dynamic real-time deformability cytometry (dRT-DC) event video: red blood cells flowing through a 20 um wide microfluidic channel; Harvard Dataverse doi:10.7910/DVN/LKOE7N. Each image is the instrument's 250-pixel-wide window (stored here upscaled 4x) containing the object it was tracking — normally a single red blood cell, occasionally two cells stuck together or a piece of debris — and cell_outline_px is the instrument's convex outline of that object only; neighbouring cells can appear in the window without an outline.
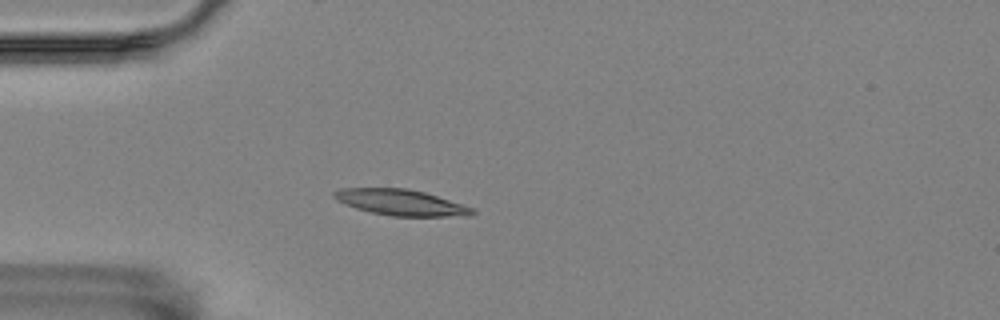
{"species": "Egyptian fruit bat (a non-hibernating species)", "species_latin": "Rousettus aegyptiacus", "temperature_condition": "room temperature", "stored_images_in_passage": 58, "camera_frame_rate_fps": 3000, "um_per_image_px": 0.085, "animal": {"sex": "female"}, "frame": {"image": 1, "passage_image": 16, "time_ms": 5.0, "image_size_px": [1000, 320], "cell_outline_px": [[476, 212], [472, 216], [392, 216], [372, 212], [356, 208], [344, 204], [336, 200], [332, 196], [332, 192], [340, 188], [408, 188], [424, 192], [472, 208]], "centroid_in_image_um": [34.02, 17.2], "position_along_channel_um": 51.0, "area_um2": 20.75}}
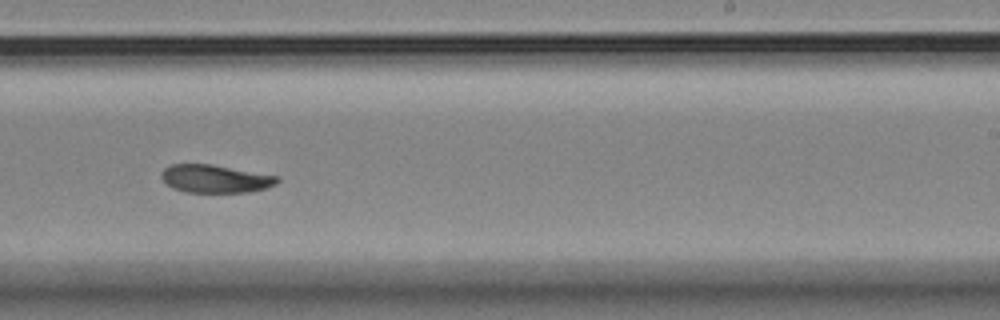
{"frame": {"image": 2, "passage_image": 36, "time_ms": 11.667, "image_size_px": [1000, 320], "cell_outline_px": [[280, 180], [276, 184], [264, 188], [248, 192], [184, 192], [172, 188], [160, 176], [160, 172], [164, 168], [172, 164], [212, 164], [276, 176]], "centroid_in_image_um": [18.25, 15.19], "position_along_channel_um": 270.8, "area_um2": 18.73}}
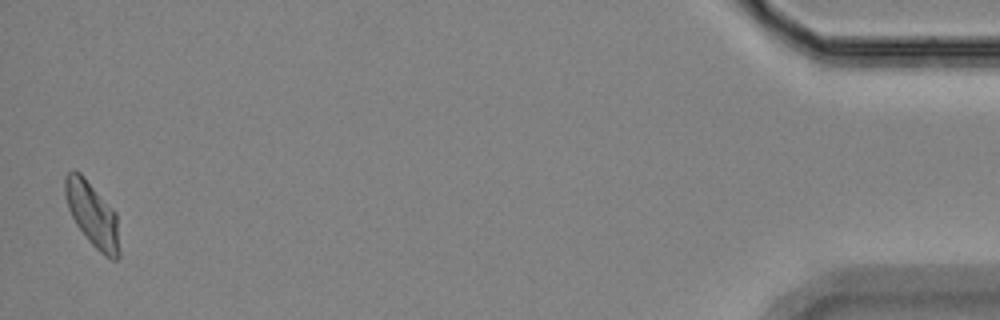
{"frame": {"image": 3, "passage_image": 57, "time_ms": 18.667, "image_size_px": [1000, 320], "cell_outline_px": [[120, 256], [116, 260], [112, 260], [104, 256], [88, 240], [76, 224], [68, 208], [64, 196], [64, 176], [68, 172], [80, 172], [84, 176], [116, 212], [120, 252]], "centroid_in_image_um": [7.85, 18.24], "position_along_channel_um": 427.3, "area_um2": 20.46}}